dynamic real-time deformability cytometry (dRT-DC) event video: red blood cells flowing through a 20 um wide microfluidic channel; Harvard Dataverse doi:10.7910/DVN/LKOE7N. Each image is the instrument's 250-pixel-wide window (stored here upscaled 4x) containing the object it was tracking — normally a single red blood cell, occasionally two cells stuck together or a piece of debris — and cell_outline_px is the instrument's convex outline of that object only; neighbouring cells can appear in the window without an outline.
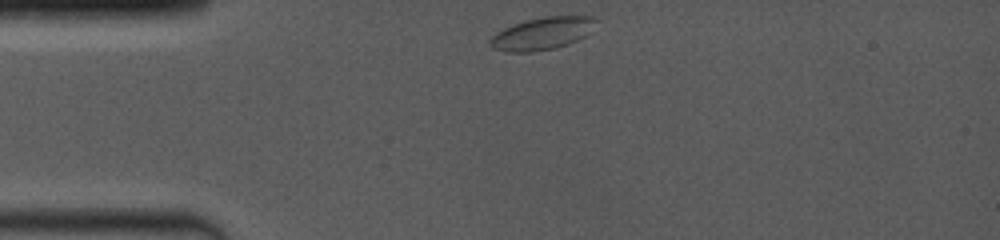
{"species": "common noctule bat (a hibernating species)", "species_latin": "Nyctalus noctula", "temperature_condition": "room temperature", "stored_images_in_passage": 20, "camera_frame_rate_fps": 4000, "um_per_image_px": 0.085, "animal": {"sex": "female", "body_mass_g": 19.0, "forearm_length_mm": 53.3}, "frame": {"image": 1, "passage_image": 1, "time_ms": 0.0, "image_size_px": [1000, 240], "cell_outline_px": [[596, 20], [584, 36], [568, 44], [556, 48], [532, 52], [508, 52], [492, 48], [488, 44], [488, 40], [496, 32], [512, 24], [524, 20], [544, 16], [592, 16]], "centroid_in_image_um": [45.99, 2.85], "position_along_channel_um": 39.0, "area_um2": 19.94}}
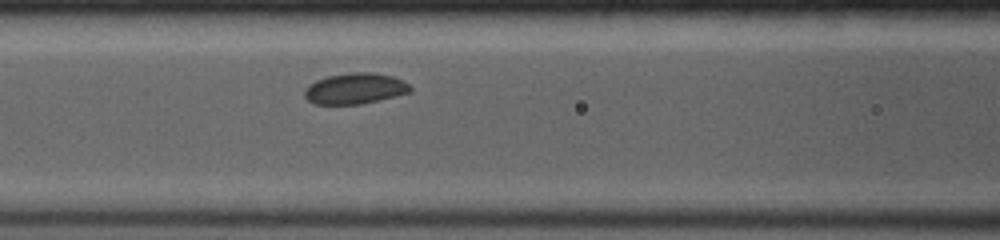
{"frame": {"image": 2, "passage_image": 12, "time_ms": 3.25, "image_size_px": [1000, 240], "cell_outline_px": [[412, 92], [380, 100], [360, 104], [312, 104], [304, 96], [304, 92], [308, 84], [316, 80], [328, 76], [348, 72], [372, 72], [392, 76], [408, 84], [412, 88]], "centroid_in_image_um": [30.16, 7.53], "position_along_channel_um": 136.4, "area_um2": 19.13}}
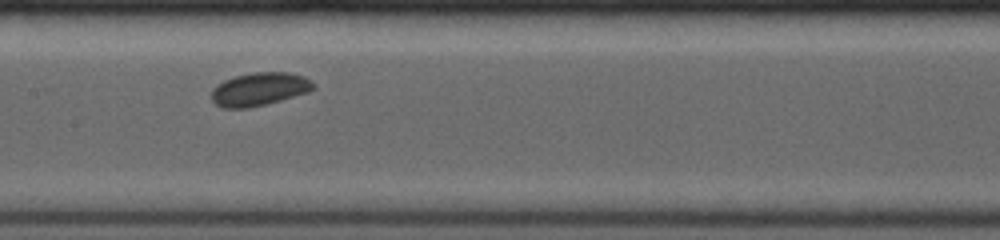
{"frame": {"image": 3, "passage_image": 17, "time_ms": 4.5, "image_size_px": [1000, 240], "cell_outline_px": [[316, 88], [308, 92], [280, 100], [248, 108], [220, 108], [212, 100], [212, 88], [216, 84], [224, 80], [236, 76], [252, 72], [288, 72], [304, 76], [312, 80], [316, 84]], "centroid_in_image_um": [22.06, 7.57], "position_along_channel_um": 185.3, "area_um2": 19.83}}